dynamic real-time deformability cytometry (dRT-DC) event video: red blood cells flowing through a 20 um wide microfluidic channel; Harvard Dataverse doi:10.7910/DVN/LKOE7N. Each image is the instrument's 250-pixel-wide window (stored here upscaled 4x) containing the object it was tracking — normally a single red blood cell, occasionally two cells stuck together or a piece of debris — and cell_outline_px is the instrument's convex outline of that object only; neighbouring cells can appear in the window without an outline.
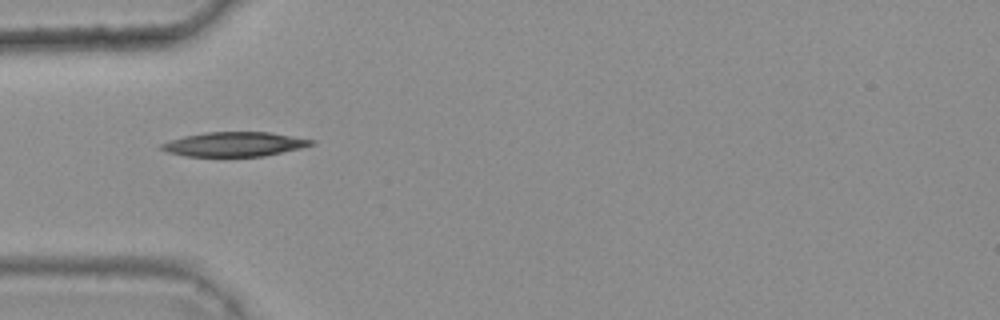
{"species": "common noctule bat (a hibernating species)", "species_latin": "Nyctalus noctula", "temperature_condition": "warm", "stored_images_in_passage": 23, "camera_frame_rate_fps": 3000, "um_per_image_px": 0.085, "animal": {"sex": "female", "body_mass_g": 25.1}, "frame": {"image": 1, "passage_image": 1, "time_ms": 0.0, "image_size_px": [1000, 320], "cell_outline_px": [[316, 144], [300, 148], [264, 156], [184, 156], [168, 152], [160, 148], [160, 144], [184, 136], [204, 132], [272, 132], [316, 140]], "centroid_in_image_um": [19.97, 12.25], "position_along_channel_um": 65.0, "area_um2": 21.33}}
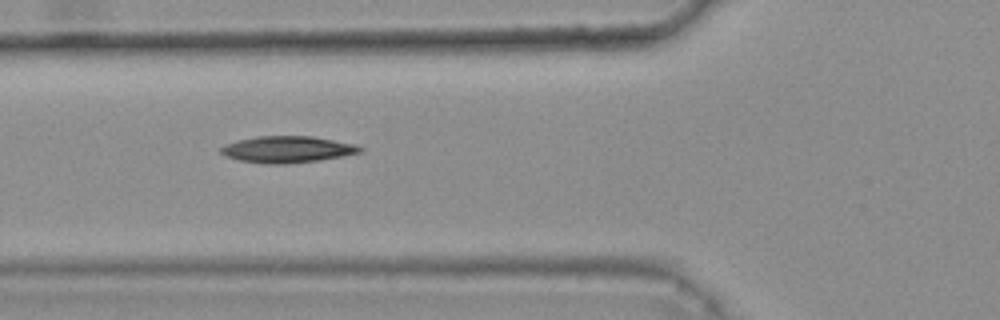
{"frame": {"image": 2, "passage_image": 4, "time_ms": 1.0, "image_size_px": [1000, 320], "cell_outline_px": [[364, 152], [344, 156], [320, 160], [284, 164], [264, 164], [240, 160], [224, 156], [220, 152], [220, 148], [224, 144], [236, 140], [256, 136], [312, 136], [356, 144], [364, 148]], "centroid_in_image_um": [24.43, 12.7], "position_along_channel_um": 101.4, "area_um2": 21.85}}